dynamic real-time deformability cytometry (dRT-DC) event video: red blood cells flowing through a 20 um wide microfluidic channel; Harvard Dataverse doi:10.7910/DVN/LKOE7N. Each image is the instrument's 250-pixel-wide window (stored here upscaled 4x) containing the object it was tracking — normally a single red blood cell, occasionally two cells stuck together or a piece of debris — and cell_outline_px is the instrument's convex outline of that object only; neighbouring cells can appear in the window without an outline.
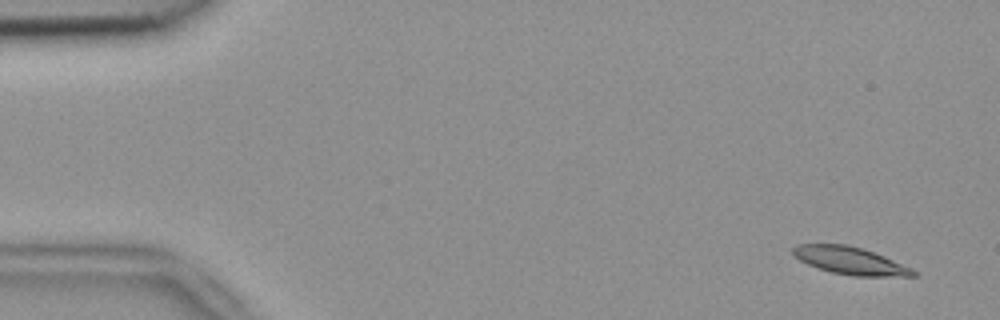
{"species": "common noctule bat (a hibernating species)", "species_latin": "Nyctalus noctula", "temperature_condition": "room temperature", "stored_images_in_passage": 54, "camera_frame_rate_fps": 3000, "um_per_image_px": 0.085, "animal": {"sex": "female", "body_mass_g": 18.4}, "frame": {"image": 1, "passage_image": 3, "time_ms": 0.667, "image_size_px": [1000, 320], "cell_outline_px": [[920, 276], [852, 276], [832, 272], [808, 264], [800, 260], [792, 252], [792, 248], [796, 244], [848, 244], [884, 256], [912, 268]], "centroid_in_image_um": [72.28, 22.16], "position_along_channel_um": 12.7, "area_um2": 19.07}}
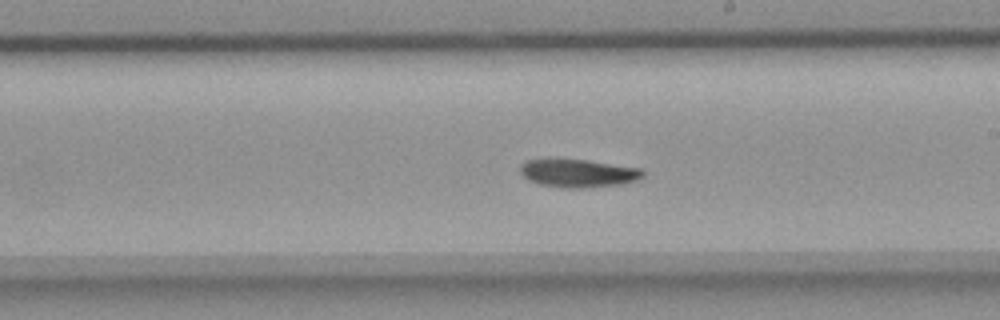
{"frame": {"image": 2, "passage_image": 31, "time_ms": 10.0, "image_size_px": [1000, 320], "cell_outline_px": [[644, 176], [636, 180], [624, 184], [588, 188], [560, 188], [540, 184], [528, 180], [520, 172], [520, 164], [524, 160], [548, 156], [556, 156], [588, 160], [640, 168], [644, 172]], "centroid_in_image_um": [49.06, 14.68], "position_along_channel_um": 239.9, "area_um2": 21.15}}
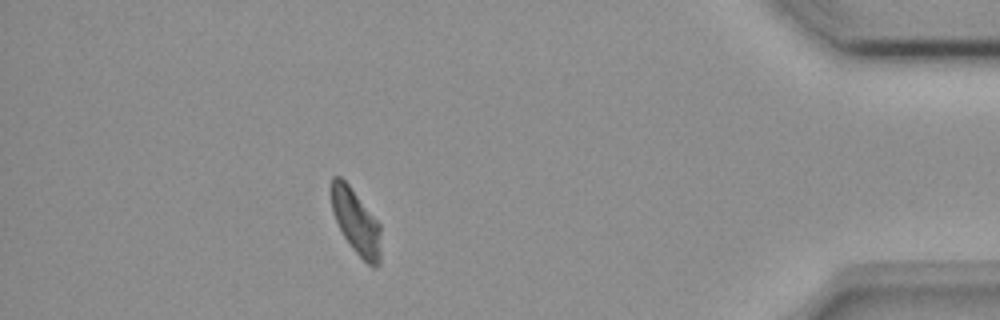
{"frame": {"image": 3, "passage_image": 48, "time_ms": 15.667, "image_size_px": [1000, 320], "cell_outline_px": [[380, 264], [376, 268], [372, 268], [352, 248], [344, 236], [332, 212], [332, 176], [340, 176], [348, 184], [380, 224]], "centroid_in_image_um": [30.28, 18.89], "position_along_channel_um": 404.9, "area_um2": 18.38}, "authors_computed_cell_mechanics": {"area_um2": 19.9121, "velocity_mm_per_s": 3.7528, "shape_relaxation_time_tau1_ms": 8.392, "shape_relaxation_time_tau2_ms": null, "deformation_change_tau1": 0.1682, "deformation_change_tau2": null}}